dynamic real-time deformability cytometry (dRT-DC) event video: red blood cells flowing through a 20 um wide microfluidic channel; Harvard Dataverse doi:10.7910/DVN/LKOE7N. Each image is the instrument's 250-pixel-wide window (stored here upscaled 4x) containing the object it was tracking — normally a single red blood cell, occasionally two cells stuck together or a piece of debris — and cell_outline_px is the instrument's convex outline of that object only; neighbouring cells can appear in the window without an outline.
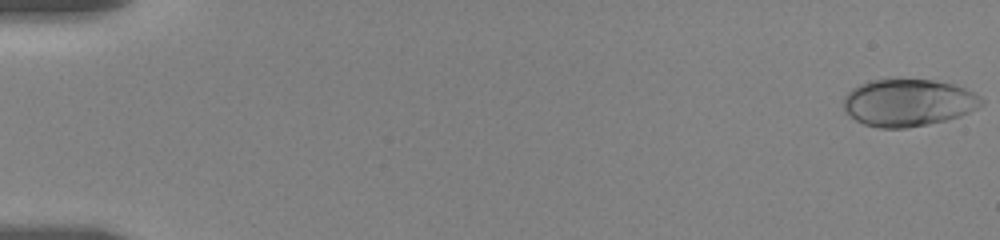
{"species": "human", "species_latin": "Homo sapiens", "temperature_condition": "room temperature", "stored_images_in_passage": 16, "camera_frame_rate_fps": 3000, "um_per_image_px": 0.085, "donor": {"sex": "female"}, "frame": {"image": 1, "passage_image": 1, "time_ms": 0.0, "image_size_px": [1000, 240], "cell_outline_px": [[984, 104], [960, 116], [948, 120], [908, 128], [880, 128], [864, 124], [856, 120], [844, 112], [844, 96], [852, 88], [868, 80], [896, 76], [936, 80], [956, 84], [976, 92], [984, 100]], "centroid_in_image_um": [77.21, 8.67], "position_along_channel_um": 7.8, "area_um2": 39.25}}
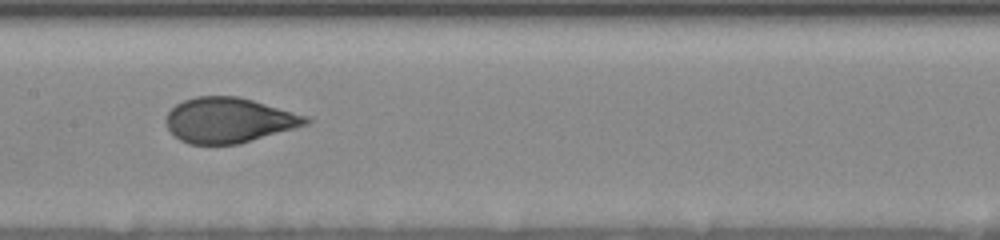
{"frame": {"image": 2, "passage_image": 9, "time_ms": 9.667, "image_size_px": [1000, 240], "cell_outline_px": [[312, 120], [308, 124], [236, 144], [188, 144], [180, 140], [168, 128], [164, 120], [168, 112], [176, 104], [184, 100], [196, 96], [240, 96], [308, 116]], "centroid_in_image_um": [19.44, 10.2], "position_along_channel_um": 188.0, "area_um2": 36.59}}
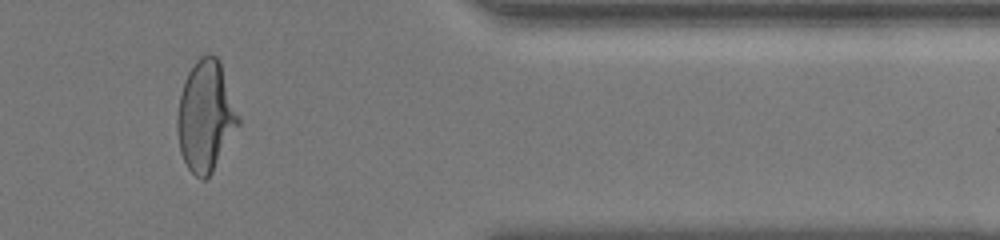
{"frame": {"image": 3, "passage_image": 14, "time_ms": 16.0, "image_size_px": [1000, 240], "cell_outline_px": [[240, 124], [212, 172], [204, 180], [200, 180], [188, 168], [180, 152], [176, 128], [176, 116], [180, 96], [188, 72], [196, 60], [200, 56], [208, 52], [216, 56], [220, 60], [240, 120]], "centroid_in_image_um": [17.47, 9.87], "position_along_channel_um": 393.9, "area_um2": 39.36}, "authors_computed_cell_mechanics": {"area_um2": 37.4255, "velocity_mm_per_s": 3.557, "shape_relaxation_time_tau1_ms": 4.8226, "shape_relaxation_time_tau2_ms": null, "deformation_change_tau1": 0.1747, "deformation_change_tau2": null}}